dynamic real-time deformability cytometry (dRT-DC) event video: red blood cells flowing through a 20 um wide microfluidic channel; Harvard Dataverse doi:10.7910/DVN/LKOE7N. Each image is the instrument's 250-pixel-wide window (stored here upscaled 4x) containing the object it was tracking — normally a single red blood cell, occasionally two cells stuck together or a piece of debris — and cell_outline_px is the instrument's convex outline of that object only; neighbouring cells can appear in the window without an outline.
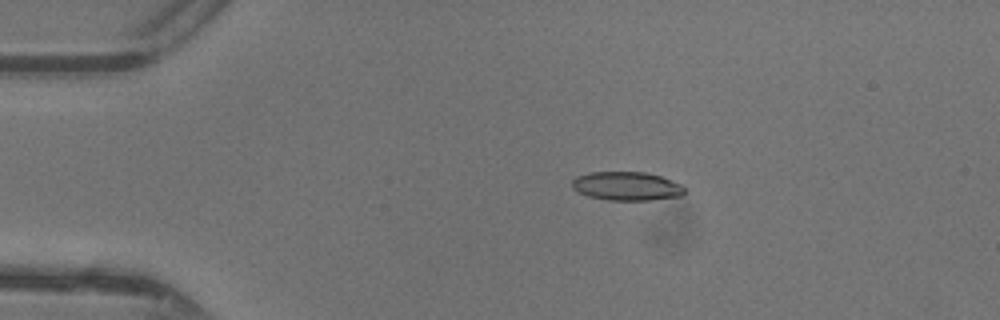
{"species": "common noctule bat (a hibernating species)", "species_latin": "Nyctalus noctula", "temperature_condition": "warm", "stored_images_in_passage": 46, "camera_frame_rate_fps": 3000, "um_per_image_px": 0.085, "animal": {"sex": "female"}, "frame": {"image": 1, "passage_image": 8, "time_ms": 2.333, "image_size_px": [1000, 320], "cell_outline_px": [[684, 192], [680, 196], [648, 200], [608, 200], [588, 196], [572, 188], [572, 180], [576, 176], [592, 172], [644, 172], [660, 176], [680, 184], [684, 188]], "centroid_in_image_um": [53.24, 15.82], "position_along_channel_um": 31.8, "area_um2": 18.61}}
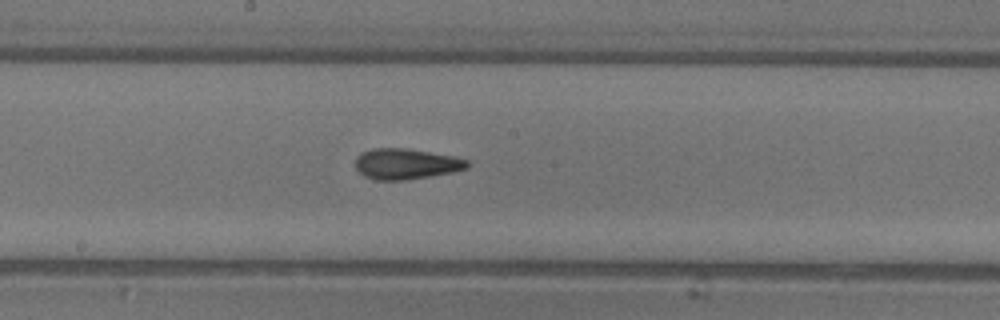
{"frame": {"image": 2, "passage_image": 24, "time_ms": 7.667, "image_size_px": [1000, 320], "cell_outline_px": [[468, 168], [452, 172], [404, 180], [376, 180], [364, 176], [356, 168], [356, 156], [360, 152], [372, 148], [408, 148], [456, 156], [468, 160]], "centroid_in_image_um": [34.5, 13.91], "position_along_channel_um": 213.7, "area_um2": 20.11}}
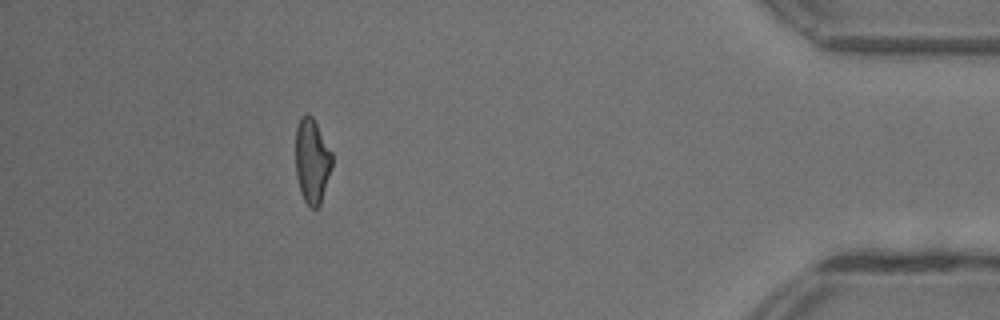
{"frame": {"image": 3, "passage_image": 41, "time_ms": 13.333, "image_size_px": [1000, 320], "cell_outline_px": [[332, 168], [320, 204], [316, 208], [312, 208], [304, 200], [300, 192], [296, 176], [296, 128], [300, 116], [308, 112], [312, 116], [332, 152]], "centroid_in_image_um": [26.52, 13.66], "position_along_channel_um": 408.7, "area_um2": 18.09}, "authors_computed_cell_mechanics": {"area_um2": 19.1607, "velocity_mm_per_s": 4.4148, "shape_relaxation_time_tau1_ms": 9.9784, "shape_relaxation_time_tau2_ms": 2.3197, "deformation_change_tau1": 0.2709, "deformation_change_tau2": 0.1125}}